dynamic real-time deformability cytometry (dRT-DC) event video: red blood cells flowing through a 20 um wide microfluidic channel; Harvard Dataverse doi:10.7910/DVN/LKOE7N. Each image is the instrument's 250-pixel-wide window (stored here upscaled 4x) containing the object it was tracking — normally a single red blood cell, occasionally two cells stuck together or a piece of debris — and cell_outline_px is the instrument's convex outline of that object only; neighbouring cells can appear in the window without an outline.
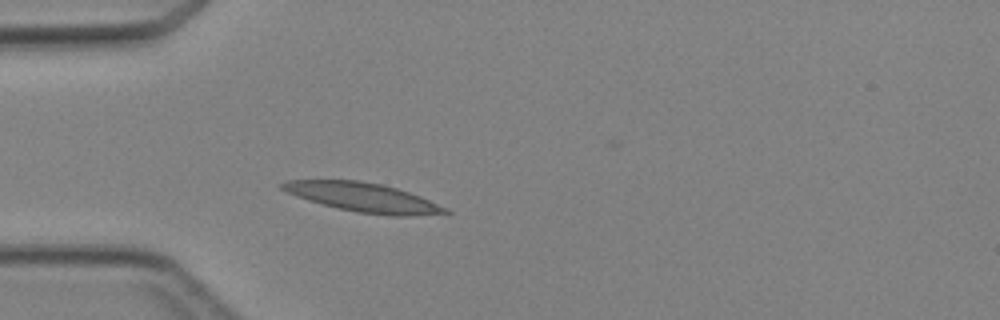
{"species": "Egyptian fruit bat (a non-hibernating species)", "species_latin": "Rousettus aegyptiacus", "temperature_condition": "cold", "stored_images_in_passage": 2, "camera_frame_rate_fps": 3000, "um_per_image_px": 0.085, "animal": {"sex": "female"}, "frame": {"image": 1, "passage_image": 2, "time_ms": 1.333, "image_size_px": [1000, 320], "cell_outline_px": [[452, 212], [412, 216], [388, 216], [356, 212], [336, 208], [308, 200], [296, 196], [280, 188], [280, 184], [288, 180], [360, 180], [380, 184], [396, 188], [420, 196], [448, 208]], "centroid_in_image_um": [30.88, 16.78], "position_along_channel_um": 54.1, "area_um2": 27.57}}